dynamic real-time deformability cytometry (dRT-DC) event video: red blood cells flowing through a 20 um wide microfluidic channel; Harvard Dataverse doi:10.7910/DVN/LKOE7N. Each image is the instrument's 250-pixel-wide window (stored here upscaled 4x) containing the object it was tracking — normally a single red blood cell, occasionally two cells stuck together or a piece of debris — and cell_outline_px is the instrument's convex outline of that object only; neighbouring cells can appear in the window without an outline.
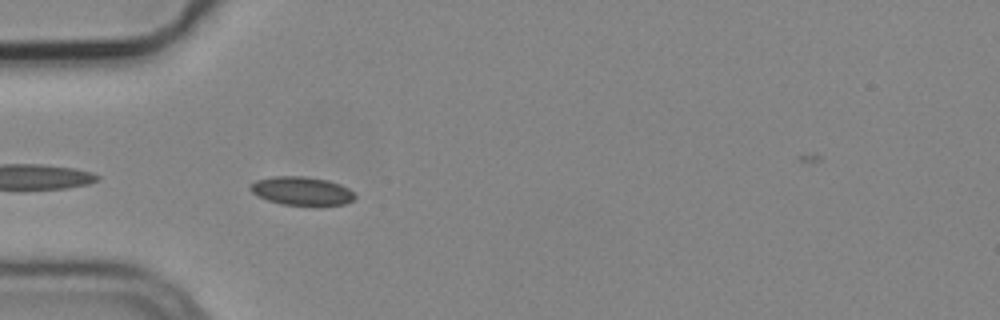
{"species": "common noctule bat (a hibernating species)", "species_latin": "Nyctalus noctula", "temperature_condition": "cold", "stored_images_in_passage": 4, "camera_frame_rate_fps": 3000, "um_per_image_px": 0.085, "animal": {"sex": "male", "body_mass_g": 19.2, "forearm_length_mm": 51.8}, "frame": {"image": 1, "passage_image": 4, "time_ms": 1.0, "image_size_px": [1000, 320], "cell_outline_px": [[356, 196], [352, 200], [344, 204], [320, 208], [280, 204], [268, 200], [252, 192], [248, 188], [256, 180], [272, 176], [304, 176], [328, 180], [340, 184], [348, 188]], "centroid_in_image_um": [25.68, 16.27], "position_along_channel_um": 59.3, "area_um2": 17.92}}